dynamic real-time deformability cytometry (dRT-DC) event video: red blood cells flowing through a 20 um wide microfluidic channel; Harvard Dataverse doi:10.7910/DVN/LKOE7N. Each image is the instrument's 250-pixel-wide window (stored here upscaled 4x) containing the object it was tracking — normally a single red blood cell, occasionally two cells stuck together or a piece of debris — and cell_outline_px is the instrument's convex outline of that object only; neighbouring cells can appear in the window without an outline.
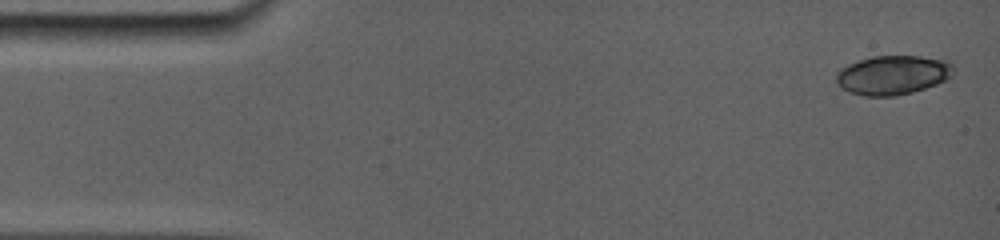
{"species": "common noctule bat (a hibernating species)", "species_latin": "Nyctalus noctula", "temperature_condition": "room temperature", "stored_images_in_passage": 11, "camera_frame_rate_fps": 5000, "um_per_image_px": 0.085, "animal": {"sex": "female", "body_mass_g": 19.0, "forearm_length_mm": 56.7}, "frame": {"image": 1, "passage_image": 1, "time_ms": 0.0, "image_size_px": [1000, 240], "cell_outline_px": [[952, 76], [948, 80], [912, 92], [896, 96], [864, 96], [848, 92], [840, 88], [836, 84], [836, 72], [840, 68], [848, 64], [872, 56], [920, 56], [952, 60]], "centroid_in_image_um": [75.88, 6.37], "position_along_channel_um": 9.1, "area_um2": 27.17}}
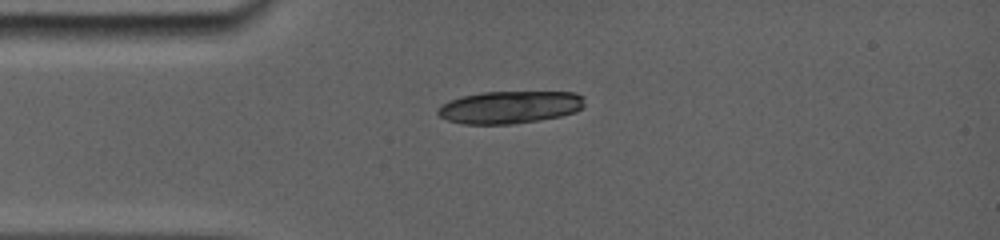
{"frame": {"image": 2, "passage_image": 10, "time_ms": 3.4, "image_size_px": [1000, 240], "cell_outline_px": [[584, 104], [580, 108], [572, 112], [560, 116], [512, 124], [464, 124], [448, 120], [440, 116], [436, 112], [448, 100], [460, 96], [484, 92], [576, 92], [584, 96]], "centroid_in_image_um": [43.32, 9.1], "position_along_channel_um": 41.7, "area_um2": 27.57}}